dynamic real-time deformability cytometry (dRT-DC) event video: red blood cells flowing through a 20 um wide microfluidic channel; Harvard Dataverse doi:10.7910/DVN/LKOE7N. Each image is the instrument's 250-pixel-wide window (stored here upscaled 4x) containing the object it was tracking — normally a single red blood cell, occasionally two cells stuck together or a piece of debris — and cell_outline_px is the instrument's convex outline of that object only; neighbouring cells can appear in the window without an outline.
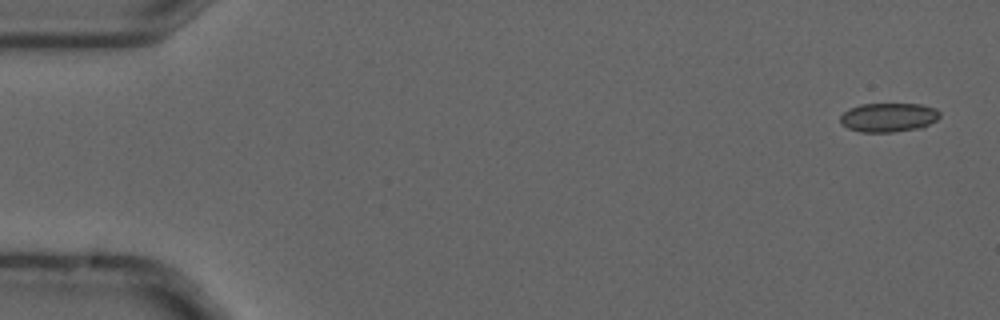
{"species": "common noctule bat (a hibernating species)", "species_latin": "Nyctalus noctula", "temperature_condition": "cold", "stored_images_in_passage": 5, "camera_frame_rate_fps": 3000, "um_per_image_px": 0.085, "animal": {"sex": "male", "forearm_length_mm": 52.5}, "frame": {"image": 1, "passage_image": 1, "time_ms": 0.0, "image_size_px": [1000, 320], "cell_outline_px": [[940, 116], [936, 120], [924, 128], [892, 132], [860, 132], [848, 128], [840, 124], [840, 116], [848, 108], [860, 104], [920, 104], [936, 108], [940, 112]], "centroid_in_image_um": [75.52, 9.98], "position_along_channel_um": 9.5, "area_um2": 17.11}}